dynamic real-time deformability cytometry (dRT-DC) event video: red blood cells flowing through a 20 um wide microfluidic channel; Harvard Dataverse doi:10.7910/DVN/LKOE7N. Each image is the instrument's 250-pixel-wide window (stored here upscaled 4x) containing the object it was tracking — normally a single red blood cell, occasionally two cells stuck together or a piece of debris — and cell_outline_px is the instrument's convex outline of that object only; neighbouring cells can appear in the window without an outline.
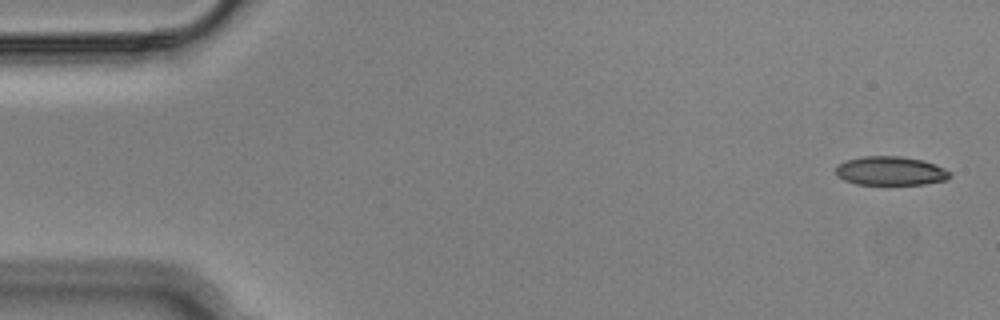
{"species": "Egyptian fruit bat (a non-hibernating species)", "species_latin": "Rousettus aegyptiacus", "temperature_condition": "cold", "stored_images_in_passage": 8, "camera_frame_rate_fps": 3000, "um_per_image_px": 0.085, "animal": {"sex": "male"}, "frame": {"image": 1, "passage_image": 1, "time_ms": 0.0, "image_size_px": [1000, 320], "cell_outline_px": [[952, 176], [944, 180], [924, 184], [856, 184], [844, 180], [836, 176], [836, 168], [844, 160], [864, 156], [900, 156], [924, 160], [944, 168], [952, 172]], "centroid_in_image_um": [75.7, 14.52], "position_along_channel_um": 9.3, "area_um2": 19.25}}